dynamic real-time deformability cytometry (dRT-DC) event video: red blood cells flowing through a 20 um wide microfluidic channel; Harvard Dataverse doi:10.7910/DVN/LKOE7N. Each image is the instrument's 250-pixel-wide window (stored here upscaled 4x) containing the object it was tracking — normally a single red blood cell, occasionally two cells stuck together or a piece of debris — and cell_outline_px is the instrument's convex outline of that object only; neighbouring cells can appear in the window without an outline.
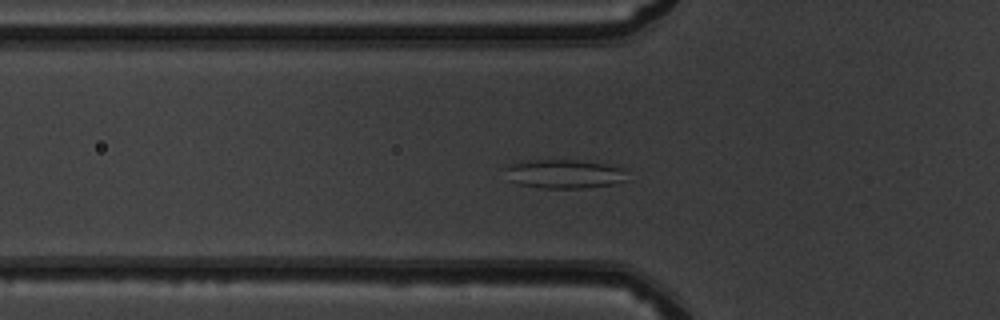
{"species": "common noctule bat (a hibernating species)", "species_latin": "Nyctalus noctula", "temperature_condition": "warm", "stored_images_in_passage": 50, "camera_frame_rate_fps": 3000, "um_per_image_px": 0.085, "animal": {"sex": "male", "body_mass_g": 19.5, "forearm_length_mm": 54.6}, "frame": {"image": 1, "passage_image": 16, "time_ms": 5.0, "image_size_px": [1000, 320], "cell_outline_px": [[628, 180], [612, 184], [584, 188], [540, 188], [520, 184], [508, 180], [504, 168], [520, 160], [572, 160], [608, 164], [624, 168]], "centroid_in_image_um": [47.95, 14.78], "position_along_channel_um": 77.8, "area_um2": 20.69}}
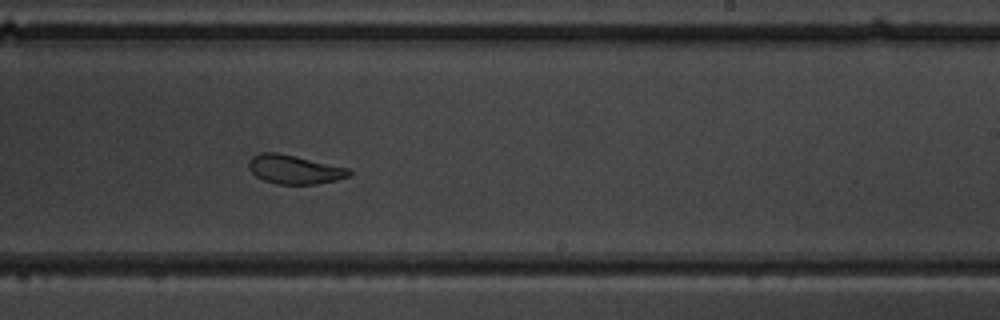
{"frame": {"image": 2, "passage_image": 30, "time_ms": 9.667, "image_size_px": [1000, 320], "cell_outline_px": [[352, 176], [336, 180], [316, 184], [276, 184], [264, 180], [256, 176], [248, 168], [248, 160], [252, 156], [260, 152], [276, 152], [296, 156], [348, 168], [352, 172]], "centroid_in_image_um": [25.01, 14.4], "position_along_channel_um": 264.0, "area_um2": 16.99}}
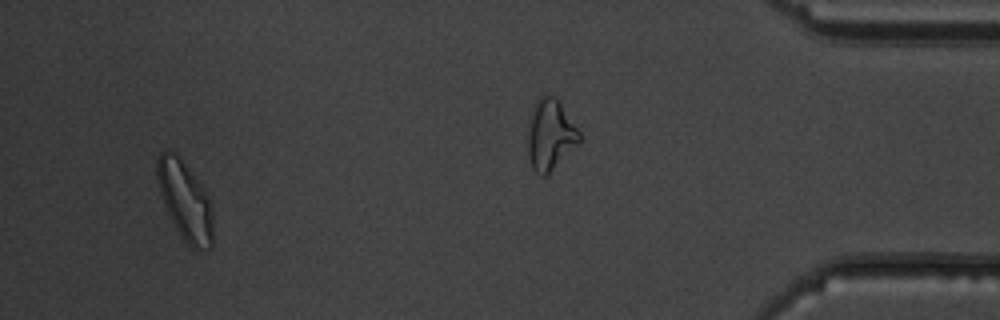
{"frame": {"image": 3, "passage_image": 47, "time_ms": 15.333, "image_size_px": [1000, 320], "cell_outline_px": [[212, 248], [196, 252], [184, 240], [176, 228], [164, 204], [160, 192], [156, 176], [156, 160], [160, 152], [176, 152], [180, 156], [200, 184], [208, 196], [212, 208]], "centroid_in_image_um": [15.73, 17.08], "position_along_channel_um": 419.5, "area_um2": 25.61}, "authors_computed_cell_mechanics": {"area_um2": 21.1837, "velocity_mm_per_s": 3.9887, "shape_relaxation_time_tau1_ms": null, "shape_relaxation_time_tau2_ms": 2.0047, "deformation_change_tau1": null, "deformation_change_tau2": 0.0672}}